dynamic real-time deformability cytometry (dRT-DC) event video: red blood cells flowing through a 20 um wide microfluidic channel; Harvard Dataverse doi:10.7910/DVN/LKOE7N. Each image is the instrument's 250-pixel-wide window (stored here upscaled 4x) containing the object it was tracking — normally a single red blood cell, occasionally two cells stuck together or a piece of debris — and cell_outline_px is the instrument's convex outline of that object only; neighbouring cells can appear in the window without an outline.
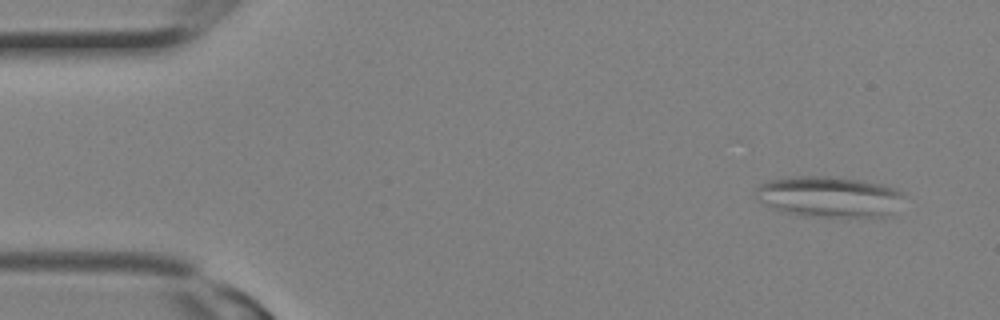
{"species": "Egyptian fruit bat (a non-hibernating species)", "species_latin": "Rousettus aegyptiacus", "temperature_condition": "room temperature", "stored_images_in_passage": 4, "camera_frame_rate_fps": 3000, "um_per_image_px": 0.085, "animal": {"sex": "female"}, "frame": {"image": 1, "passage_image": 1, "time_ms": 0.0, "image_size_px": [1000, 320], "cell_outline_px": [[904, 196], [892, 212], [880, 220], [804, 216], [772, 208], [760, 200], [756, 196], [756, 188], [760, 184], [768, 180], [788, 176], [832, 176], [860, 180], [880, 184], [892, 188], [900, 192]], "centroid_in_image_um": [70.5, 16.76], "position_along_channel_um": 14.5, "area_um2": 35.95}}